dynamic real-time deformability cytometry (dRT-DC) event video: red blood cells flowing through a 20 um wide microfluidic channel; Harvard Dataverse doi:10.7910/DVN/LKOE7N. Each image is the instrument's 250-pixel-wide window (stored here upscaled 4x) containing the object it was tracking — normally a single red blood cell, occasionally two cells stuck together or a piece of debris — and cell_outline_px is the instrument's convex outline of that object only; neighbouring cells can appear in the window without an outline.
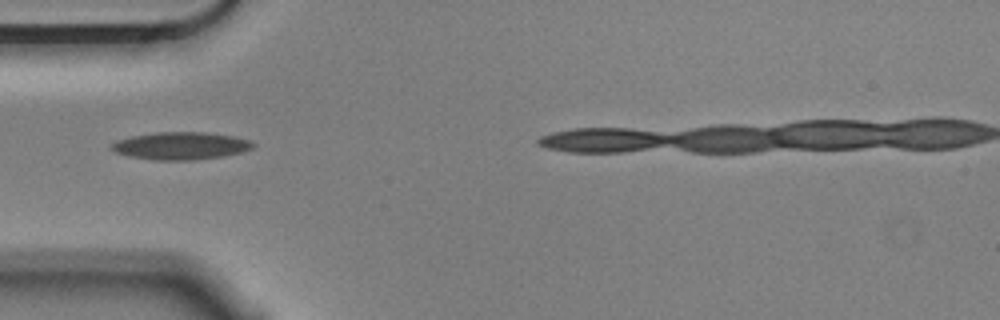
{"species": "Egyptian fruit bat (a non-hibernating species)", "species_latin": "Rousettus aegyptiacus", "temperature_condition": "cold", "stored_images_in_passage": 2, "segment_of_instrument_passage": [1, 2], "camera_frame_rate_fps": 3000, "um_per_image_px": 0.085, "animal": {"sex": "male"}, "frame": {"image": 1, "passage_image": 1, "time_ms": 0.0, "image_size_px": [1000, 320], "cell_outline_px": [[256, 144], [252, 148], [240, 152], [220, 156], [192, 160], [152, 160], [132, 156], [116, 152], [108, 148], [116, 140], [132, 136], [156, 132], [204, 132], [232, 136], [248, 140]], "centroid_in_image_um": [15.32, 12.39], "position_along_channel_um": 69.7, "area_um2": 22.43}}